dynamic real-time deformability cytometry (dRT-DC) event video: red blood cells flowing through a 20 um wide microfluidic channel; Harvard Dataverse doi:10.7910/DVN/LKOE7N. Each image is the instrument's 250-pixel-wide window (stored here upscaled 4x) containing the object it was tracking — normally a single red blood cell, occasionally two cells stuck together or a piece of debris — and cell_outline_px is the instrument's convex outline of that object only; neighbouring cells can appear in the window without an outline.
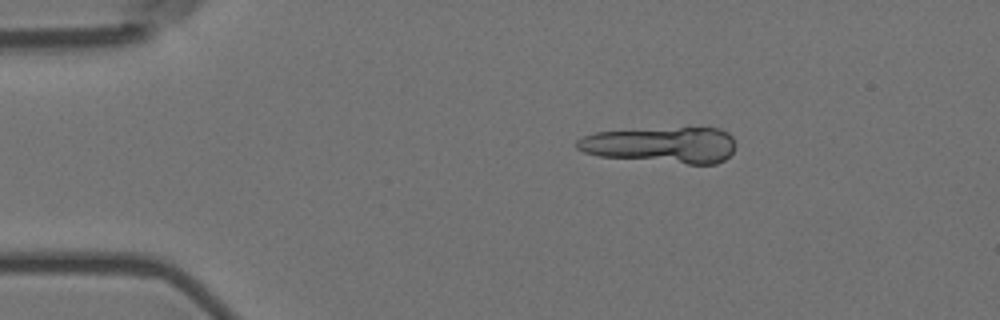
{"species": "Egyptian fruit bat (a non-hibernating species)", "species_latin": "Rousettus aegyptiacus", "temperature_condition": "room temperature", "stored_images_in_passage": 2, "camera_frame_rate_fps": 3000, "um_per_image_px": 0.085, "animal": {"sex": "female"}, "frame": {"image": 1, "passage_image": 1, "time_ms": 0.0, "image_size_px": [1000, 320], "cell_outline_px": [[736, 144], [732, 152], [724, 160], [716, 164], [688, 164], [600, 156], [584, 152], [576, 148], [576, 140], [584, 136], [596, 132], [680, 128], [720, 128], [728, 132], [732, 136]], "centroid_in_image_um": [56.26, 12.33], "position_along_channel_um": 28.7, "area_um2": 33.12}}